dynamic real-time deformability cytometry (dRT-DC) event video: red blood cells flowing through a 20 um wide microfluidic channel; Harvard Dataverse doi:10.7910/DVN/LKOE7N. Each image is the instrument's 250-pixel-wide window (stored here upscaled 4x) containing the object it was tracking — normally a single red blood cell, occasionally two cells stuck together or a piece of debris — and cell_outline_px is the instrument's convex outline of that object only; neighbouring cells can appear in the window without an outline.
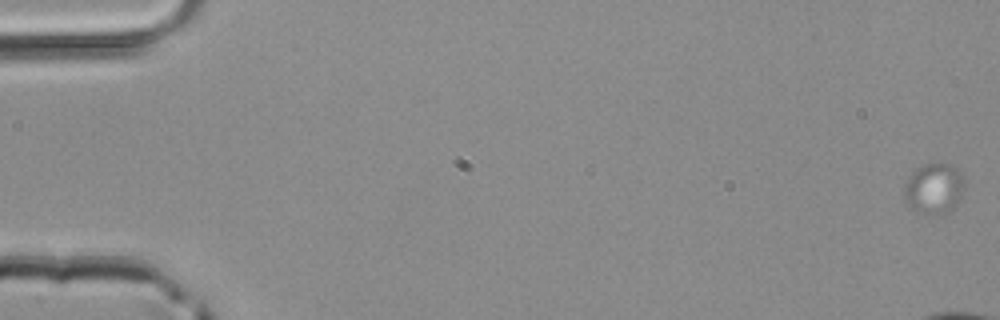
{"species": "common noctule bat (a hibernating species)", "species_latin": "Nyctalus noctula", "temperature_condition": "room temperature", "stored_images_in_passage": 11, "camera_frame_rate_fps": 3000, "um_per_image_px": 0.085, "animal": {"sex": "male", "body_mass_g": 20.4}, "frame": {"image": 1, "passage_image": 1, "time_ms": 0.0, "image_size_px": [1000, 320], "cell_outline_px": [[964, 192], [960, 200], [956, 204], [944, 212], [916, 212], [908, 208], [904, 200], [904, 184], [912, 172], [920, 164], [948, 164], [956, 168], [964, 176]], "centroid_in_image_um": [79.36, 15.99], "position_along_channel_um": 5.6, "area_um2": 17.74}}